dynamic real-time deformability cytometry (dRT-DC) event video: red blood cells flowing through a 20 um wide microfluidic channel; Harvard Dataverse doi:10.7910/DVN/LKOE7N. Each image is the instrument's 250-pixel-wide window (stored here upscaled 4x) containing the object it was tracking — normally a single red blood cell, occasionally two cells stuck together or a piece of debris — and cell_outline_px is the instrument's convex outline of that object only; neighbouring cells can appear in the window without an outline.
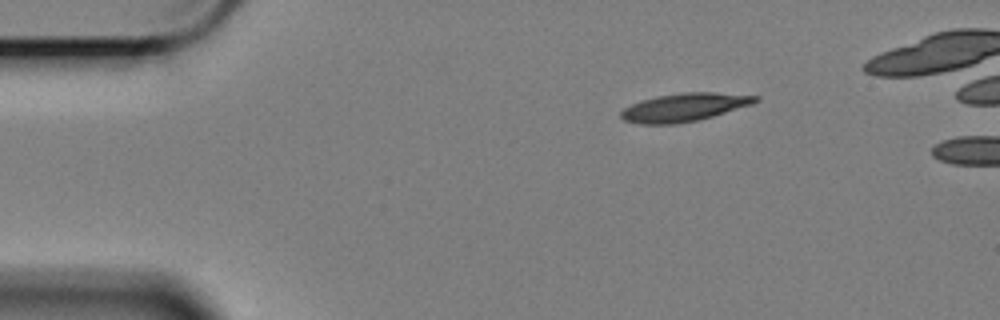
{"species": "Egyptian fruit bat (a non-hibernating species)", "species_latin": "Rousettus aegyptiacus", "temperature_condition": "cold", "stored_images_in_passage": 4, "camera_frame_rate_fps": 3000, "um_per_image_px": 0.085, "animal": {"sex": "female"}, "frame": {"image": 1, "passage_image": 1, "time_ms": 0.0, "image_size_px": [1000, 320], "cell_outline_px": [[760, 100], [752, 104], [712, 116], [696, 120], [676, 124], [640, 124], [624, 120], [620, 116], [620, 112], [624, 108], [640, 100], [656, 96], [684, 92], [716, 92], [760, 96]], "centroid_in_image_um": [58.16, 9.11], "position_along_channel_um": 26.8, "area_um2": 22.02}}